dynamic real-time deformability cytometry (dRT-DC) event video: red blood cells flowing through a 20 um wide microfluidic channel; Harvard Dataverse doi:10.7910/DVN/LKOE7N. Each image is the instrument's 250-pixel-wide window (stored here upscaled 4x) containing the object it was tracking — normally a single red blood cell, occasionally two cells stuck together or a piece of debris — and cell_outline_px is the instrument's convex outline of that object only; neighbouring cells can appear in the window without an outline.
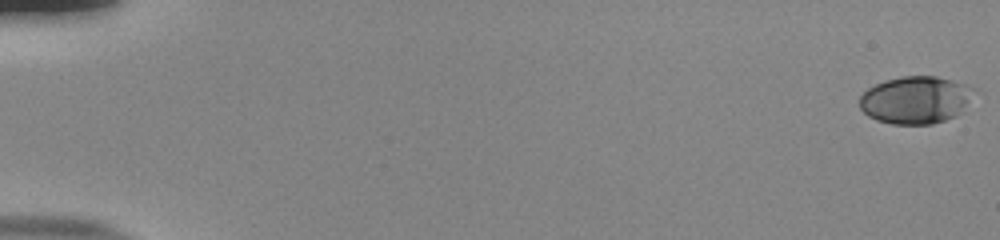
{"species": "human", "species_latin": "Homo sapiens", "temperature_condition": "room temperature", "stored_images_in_passage": 55, "camera_frame_rate_fps": 3000, "um_per_image_px": 0.085, "donor": {"sex": "male"}, "frame": {"image": 1, "passage_image": 1, "time_ms": 0.0, "image_size_px": [1000, 240], "cell_outline_px": [[964, 104], [952, 116], [944, 120], [932, 124], [892, 124], [876, 120], [868, 116], [860, 108], [860, 96], [868, 88], [876, 84], [888, 80], [904, 76], [936, 76], [960, 84], [964, 100]], "centroid_in_image_um": [77.57, 8.52], "position_along_channel_um": 7.4, "area_um2": 29.65}}
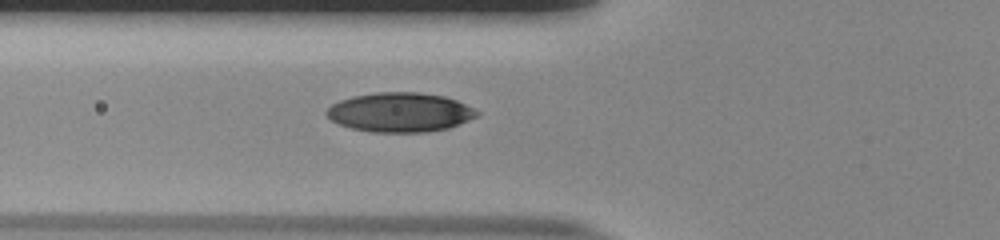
{"frame": {"image": 2, "passage_image": 22, "time_ms": 7.0, "image_size_px": [1000, 240], "cell_outline_px": [[480, 112], [476, 116], [468, 120], [448, 128], [428, 132], [368, 132], [352, 128], [340, 124], [332, 120], [324, 112], [332, 104], [340, 100], [352, 96], [376, 92], [420, 92], [444, 96], [456, 100]], "centroid_in_image_um": [33.98, 9.54], "position_along_channel_um": 91.8, "area_um2": 34.39}}
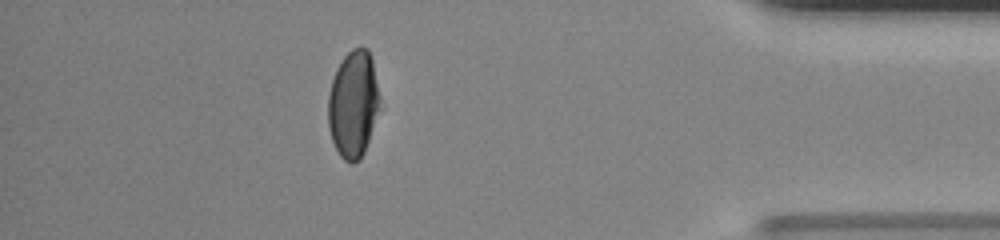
{"frame": {"image": 3, "passage_image": 49, "time_ms": 16.0, "image_size_px": [1000, 240], "cell_outline_px": [[384, 108], [364, 152], [360, 160], [352, 164], [344, 160], [340, 156], [332, 140], [328, 128], [328, 96], [332, 80], [336, 68], [344, 56], [352, 48], [368, 48], [372, 60]], "centroid_in_image_um": [30.09, 8.88], "position_along_channel_um": 405.1, "area_um2": 33.35}, "authors_computed_cell_mechanics": {"area_um2": 33.0616, "velocity_mm_per_s": 3.8774, "shape_relaxation_time_tau1_ms": 6.3168, "shape_relaxation_time_tau2_ms": 1.4369, "deformation_change_tau1": 0.1933, "deformation_change_tau2": 0.0479}}